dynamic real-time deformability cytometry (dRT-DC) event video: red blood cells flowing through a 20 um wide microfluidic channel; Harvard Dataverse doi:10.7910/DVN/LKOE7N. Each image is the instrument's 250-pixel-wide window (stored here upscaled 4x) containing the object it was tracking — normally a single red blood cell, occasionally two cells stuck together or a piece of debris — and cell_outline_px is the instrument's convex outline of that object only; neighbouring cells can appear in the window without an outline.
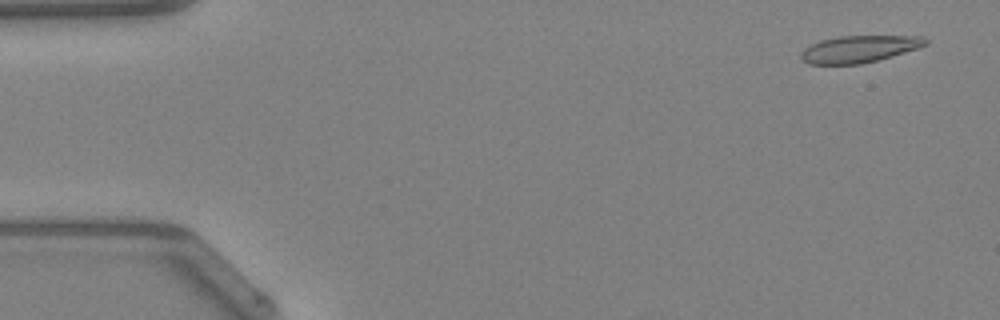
{"species": "Egyptian fruit bat (a non-hibernating species)", "species_latin": "Rousettus aegyptiacus", "temperature_condition": "warm", "stored_images_in_passage": 48, "camera_frame_rate_fps": 3000, "um_per_image_px": 0.085, "animal": {"sex": "female"}, "frame": {"image": 1, "passage_image": 3, "time_ms": 0.667, "image_size_px": [1000, 320], "cell_outline_px": [[928, 44], [904, 52], [876, 60], [860, 64], [808, 64], [800, 56], [800, 52], [804, 48], [820, 40], [840, 36], [924, 36], [928, 40]], "centroid_in_image_um": [73.01, 4.16], "position_along_channel_um": 12.0, "area_um2": 19.36}}
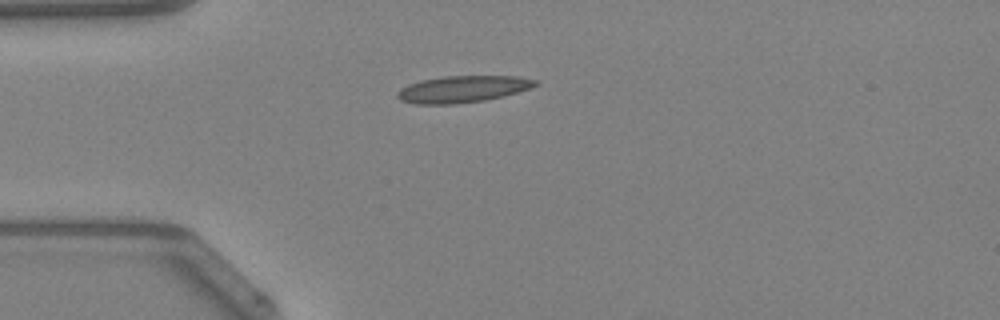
{"frame": {"image": 2, "passage_image": 13, "time_ms": 4.0, "image_size_px": [1000, 320], "cell_outline_px": [[540, 84], [532, 88], [504, 96], [484, 100], [452, 104], [416, 104], [400, 100], [396, 96], [396, 92], [400, 88], [408, 84], [420, 80], [444, 76], [516, 76], [540, 80]], "centroid_in_image_um": [39.35, 7.57], "position_along_channel_um": 45.6, "area_um2": 21.73}}
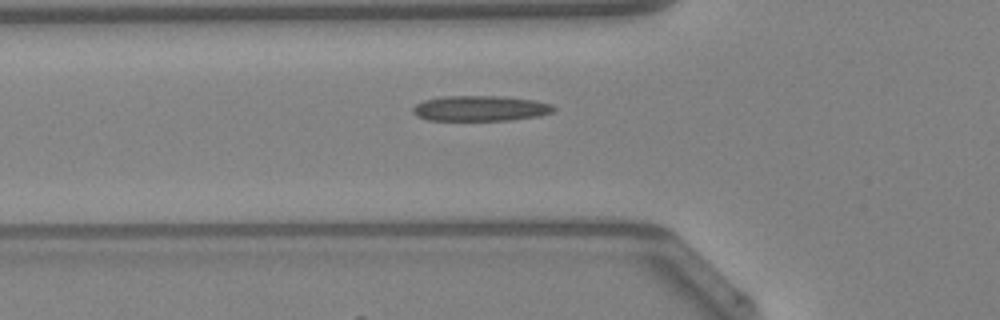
{"frame": {"image": 3, "passage_image": 17, "time_ms": 5.333, "image_size_px": [1000, 320], "cell_outline_px": [[556, 108], [552, 112], [536, 116], [512, 120], [428, 120], [416, 116], [412, 112], [412, 108], [416, 104], [424, 100], [444, 96], [500, 96], [532, 100], [552, 104]], "centroid_in_image_um": [40.79, 9.21], "position_along_channel_um": 85.0, "area_um2": 20.75}}